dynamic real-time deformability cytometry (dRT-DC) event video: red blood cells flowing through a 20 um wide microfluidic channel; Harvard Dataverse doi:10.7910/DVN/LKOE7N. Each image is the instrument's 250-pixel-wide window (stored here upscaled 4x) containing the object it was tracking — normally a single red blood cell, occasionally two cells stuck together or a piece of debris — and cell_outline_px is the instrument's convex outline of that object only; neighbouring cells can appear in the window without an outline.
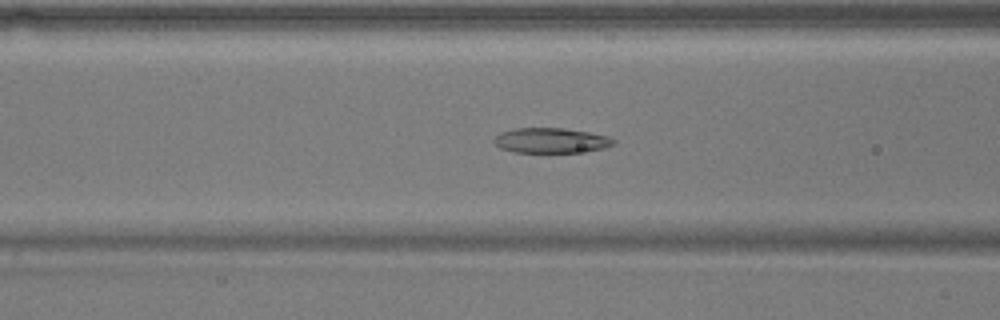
{"species": "common noctule bat (a hibernating species)", "species_latin": "Nyctalus noctula", "temperature_condition": "warm", "stored_images_in_passage": 46, "camera_frame_rate_fps": 3000, "um_per_image_px": 0.085, "animal": {"sex": "male", "body_mass_g": 17.9}, "frame": {"image": 1, "passage_image": 12, "time_ms": 3.667, "image_size_px": [1000, 320], "cell_outline_px": [[616, 140], [612, 144], [604, 148], [576, 152], [512, 152], [500, 148], [492, 140], [500, 132], [516, 128], [564, 128], [588, 132], [608, 136]], "centroid_in_image_um": [46.79, 11.93], "position_along_channel_um": 119.8, "area_um2": 17.34}}
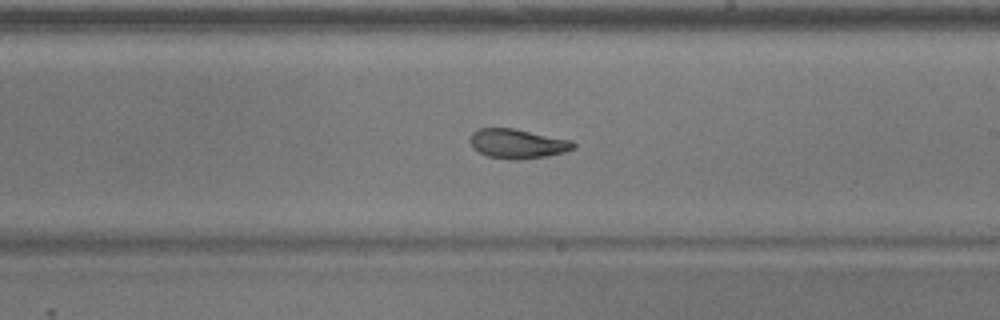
{"frame": {"image": 2, "passage_image": 22, "time_ms": 7.0, "image_size_px": [1000, 320], "cell_outline_px": [[576, 148], [564, 152], [544, 156], [520, 160], [516, 160], [488, 156], [472, 148], [468, 140], [472, 132], [480, 128], [512, 128], [572, 140], [576, 144]], "centroid_in_image_um": [43.97, 12.21], "position_along_channel_um": 245.0, "area_um2": 17.74}}
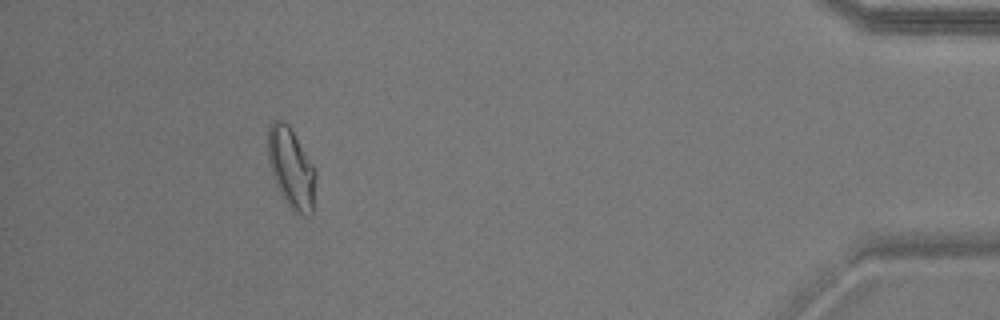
{"frame": {"image": 3, "passage_image": 40, "time_ms": 13.0, "image_size_px": [1000, 320], "cell_outline_px": [[316, 176], [312, 216], [304, 216], [296, 212], [284, 200], [276, 184], [268, 160], [268, 128], [276, 120], [284, 120], [288, 124], [316, 168]], "centroid_in_image_um": [24.78, 14.3], "position_along_channel_um": 410.4, "area_um2": 22.25}, "authors_computed_cell_mechanics": {"area_um2": 18.8428, "velocity_mm_per_s": 3.7598, "shape_relaxation_time_tau1_ms": 5.6862, "shape_relaxation_time_tau2_ms": 1.8857, "deformation_change_tau1": 0.1611, "deformation_change_tau2": 0.0784}}